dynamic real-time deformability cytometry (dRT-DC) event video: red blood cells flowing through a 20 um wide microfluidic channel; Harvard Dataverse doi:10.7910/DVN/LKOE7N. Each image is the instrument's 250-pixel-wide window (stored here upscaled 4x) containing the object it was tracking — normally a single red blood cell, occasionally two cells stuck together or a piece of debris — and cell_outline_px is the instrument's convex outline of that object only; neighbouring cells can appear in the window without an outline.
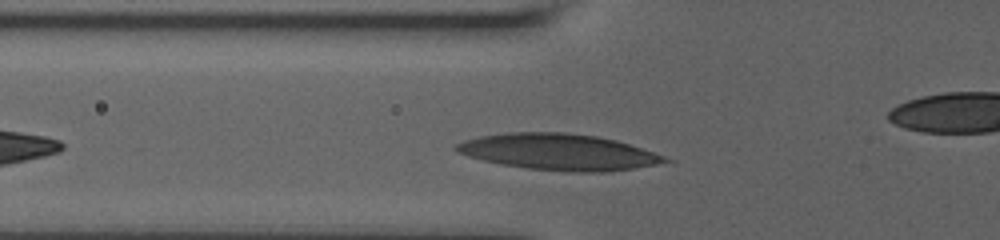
{"species": "human", "species_latin": "Homo sapiens", "temperature_condition": "room temperature", "stored_images_in_passage": 31, "camera_frame_rate_fps": 3000, "um_per_image_px": 0.085, "donor": {"sex": "male"}, "frame": {"image": 1, "passage_image": 5, "time_ms": 1.333, "image_size_px": [1000, 240], "cell_outline_px": [[676, 160], [656, 164], [632, 168], [604, 172], [564, 172], [528, 168], [500, 164], [468, 156], [456, 152], [452, 148], [456, 144], [464, 140], [480, 136], [508, 132], [564, 132], [596, 136], [616, 140]], "centroid_in_image_um": [47.44, 12.91], "position_along_channel_um": 78.4, "area_um2": 43.93}}
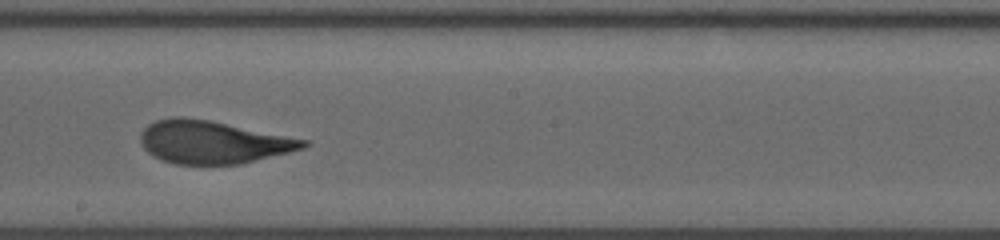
{"frame": {"image": 2, "passage_image": 17, "time_ms": 5.333, "image_size_px": [1000, 240], "cell_outline_px": [[312, 144], [304, 148], [240, 164], [176, 164], [152, 156], [144, 148], [140, 140], [140, 132], [148, 124], [156, 120], [172, 116], [184, 116], [208, 120], [308, 140]], "centroid_in_image_um": [18.06, 12.07], "position_along_channel_um": 230.1, "area_um2": 40.46}}
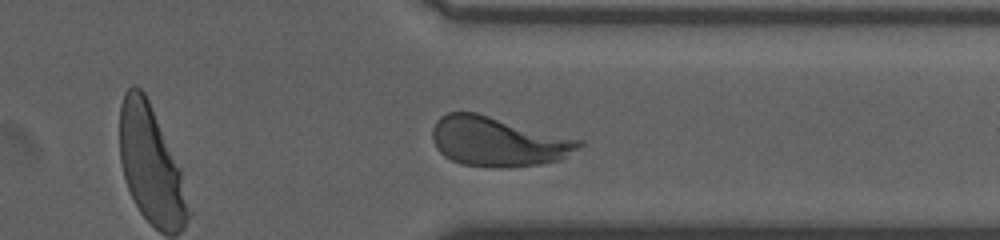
{"frame": {"image": 3, "passage_image": 28, "time_ms": 9.0, "image_size_px": [1000, 240], "cell_outline_px": [[584, 144], [560, 160], [536, 164], [508, 168], [492, 168], [460, 164], [444, 156], [436, 148], [432, 140], [432, 128], [436, 120], [440, 116], [448, 112], [476, 112], [584, 140]], "centroid_in_image_um": [42.3, 12.03], "position_along_channel_um": 369.1, "area_um2": 42.71}, "authors_computed_cell_mechanics": {"area_um2": 40.6912, "velocity_mm_per_s": 3.7991, "shape_relaxation_time_tau1_ms": 4.5353, "shape_relaxation_time_tau2_ms": 0.8581, "deformation_change_tau1": 0.1928, "deformation_change_tau2": 0.0795}}